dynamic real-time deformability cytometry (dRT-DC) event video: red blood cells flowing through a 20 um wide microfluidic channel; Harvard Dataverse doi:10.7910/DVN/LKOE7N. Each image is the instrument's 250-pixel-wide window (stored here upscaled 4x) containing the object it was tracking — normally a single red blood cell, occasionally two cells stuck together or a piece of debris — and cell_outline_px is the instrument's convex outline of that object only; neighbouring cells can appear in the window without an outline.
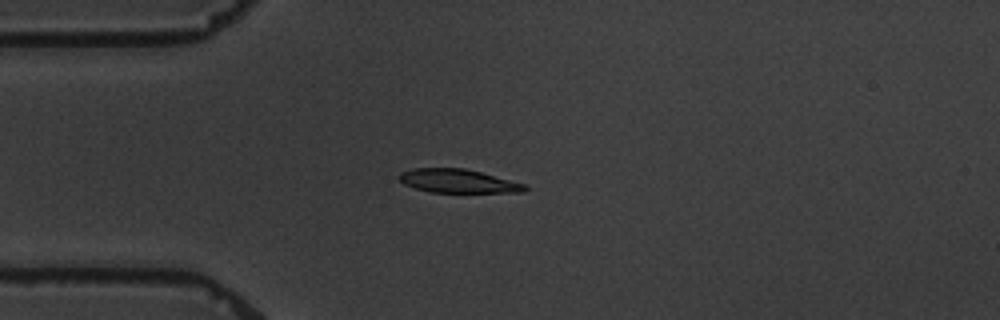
{"species": "common noctule bat (a hibernating species)", "species_latin": "Nyctalus noctula", "temperature_condition": "warm", "stored_images_in_passage": 8, "camera_frame_rate_fps": 3000, "um_per_image_px": 0.085, "animal": {"sex": "male", "body_mass_g": 19.5, "forearm_length_mm": 54.6}, "frame": {"image": 1, "passage_image": 2, "time_ms": 1.333, "image_size_px": [1000, 320], "cell_outline_px": [[528, 188], [524, 192], [432, 192], [416, 188], [404, 184], [396, 176], [400, 172], [412, 168], [464, 168], [528, 184]], "centroid_in_image_um": [38.94, 15.38], "position_along_channel_um": 46.1, "area_um2": 17.34}}
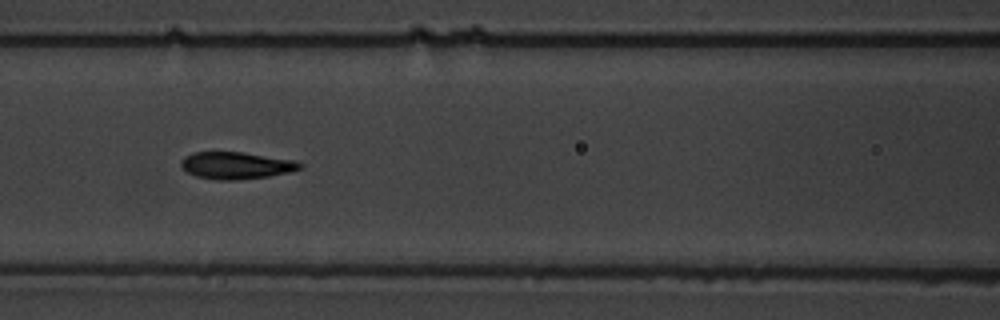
{"frame": {"image": 2, "passage_image": 5, "time_ms": 4.667, "image_size_px": [1000, 320], "cell_outline_px": [[304, 168], [288, 172], [268, 176], [236, 180], [216, 180], [196, 176], [180, 168], [180, 160], [184, 156], [196, 152], [244, 152], [296, 160], [304, 164]], "centroid_in_image_um": [20.08, 14.06], "position_along_channel_um": 146.5, "area_um2": 18.96}}
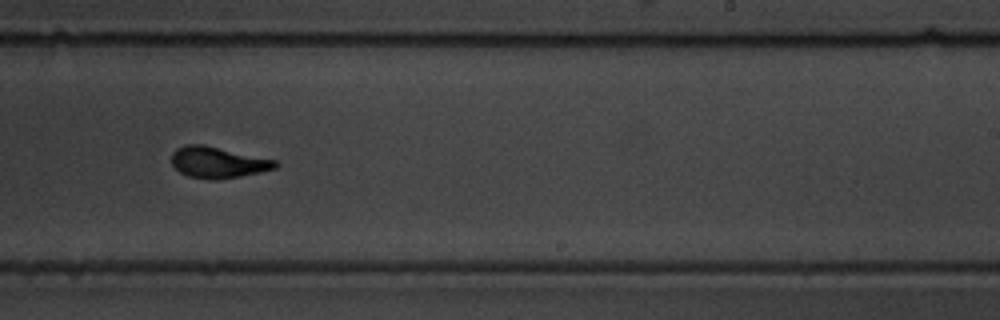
{"frame": {"image": 3, "passage_image": 8, "time_ms": 8.333, "image_size_px": [1000, 320], "cell_outline_px": [[280, 164], [276, 168], [260, 172], [240, 176], [216, 180], [208, 180], [188, 176], [180, 172], [172, 164], [172, 152], [176, 148], [184, 144], [204, 144], [276, 160]], "centroid_in_image_um": [18.51, 13.8], "position_along_channel_um": 270.5, "area_um2": 19.02}}